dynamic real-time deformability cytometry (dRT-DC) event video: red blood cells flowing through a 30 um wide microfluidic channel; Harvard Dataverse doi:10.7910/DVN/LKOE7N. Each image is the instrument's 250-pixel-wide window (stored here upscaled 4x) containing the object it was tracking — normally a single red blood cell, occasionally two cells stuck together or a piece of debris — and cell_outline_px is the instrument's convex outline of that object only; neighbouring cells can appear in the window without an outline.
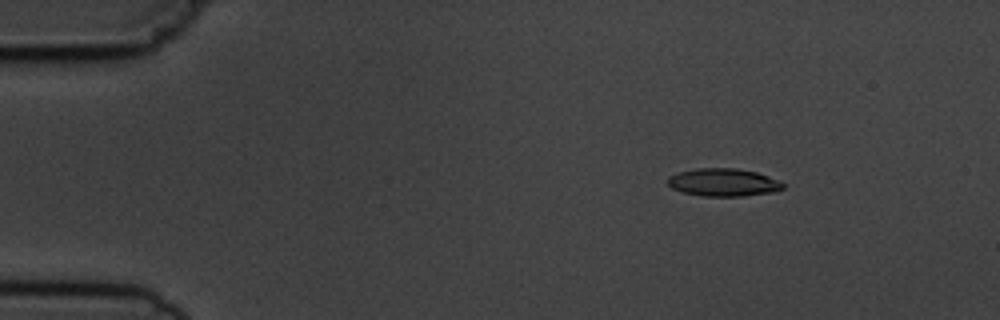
{"species": "common noctule bat (a hibernating species)", "species_latin": "Nyctalus noctula", "temperature_condition": "cold", "stored_images_in_passage": 4, "camera_frame_rate_fps": 3000, "um_per_image_px": 0.085, "animal": {"sex": "male", "body_mass_g": 19.5, "forearm_length_mm": 54.6}, "frame": {"image": 1, "passage_image": 2, "time_ms": 1.0, "image_size_px": [1000, 320], "cell_outline_px": [[784, 188], [772, 192], [744, 196], [704, 196], [684, 192], [672, 188], [668, 184], [668, 176], [676, 172], [696, 168], [736, 168], [756, 172], [780, 180], [784, 184]], "centroid_in_image_um": [61.49, 15.49], "position_along_channel_um": 23.5, "area_um2": 18.73}}